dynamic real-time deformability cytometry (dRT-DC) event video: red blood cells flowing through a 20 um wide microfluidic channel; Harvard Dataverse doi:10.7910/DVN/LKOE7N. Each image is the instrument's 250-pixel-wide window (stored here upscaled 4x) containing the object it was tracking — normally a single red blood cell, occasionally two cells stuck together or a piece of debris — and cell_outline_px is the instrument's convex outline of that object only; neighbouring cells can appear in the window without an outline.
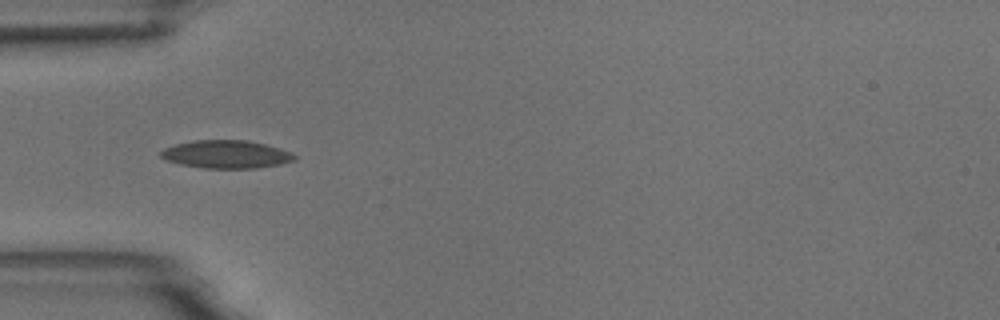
{"species": "common noctule bat (a hibernating species)", "species_latin": "Nyctalus noctula", "temperature_condition": "room temperature", "stored_images_in_passage": 9, "camera_frame_rate_fps": 3000, "um_per_image_px": 0.085, "animal": {"sex": "male", "body_mass_g": 18.8}, "frame": {"image": 1, "passage_image": 4, "time_ms": 3.667, "image_size_px": [1000, 320], "cell_outline_px": [[296, 160], [280, 164], [256, 168], [204, 168], [180, 164], [164, 160], [160, 156], [160, 152], [164, 148], [176, 144], [196, 140], [248, 140], [280, 148], [292, 152], [296, 156]], "centroid_in_image_um": [19.23, 13.12], "position_along_channel_um": 65.8, "area_um2": 21.85}}
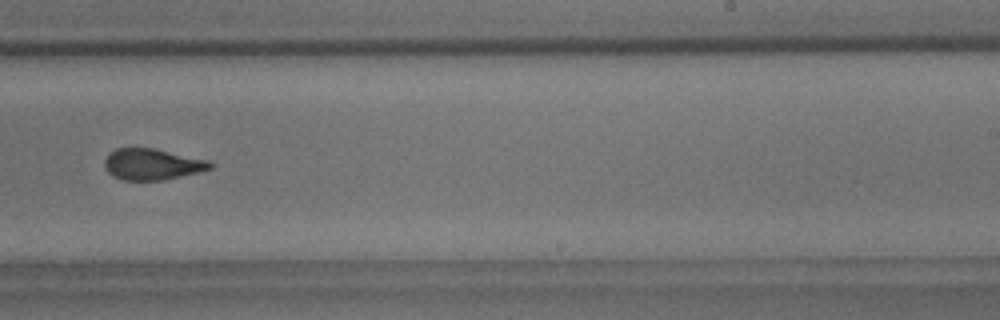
{"frame": {"image": 2, "passage_image": 9, "time_ms": 9.333, "image_size_px": [1000, 320], "cell_outline_px": [[216, 164], [212, 168], [164, 180], [124, 180], [112, 176], [104, 168], [104, 160], [116, 148], [152, 148], [212, 160]], "centroid_in_image_um": [12.97, 13.96], "position_along_channel_um": 276.0, "area_um2": 19.25}}